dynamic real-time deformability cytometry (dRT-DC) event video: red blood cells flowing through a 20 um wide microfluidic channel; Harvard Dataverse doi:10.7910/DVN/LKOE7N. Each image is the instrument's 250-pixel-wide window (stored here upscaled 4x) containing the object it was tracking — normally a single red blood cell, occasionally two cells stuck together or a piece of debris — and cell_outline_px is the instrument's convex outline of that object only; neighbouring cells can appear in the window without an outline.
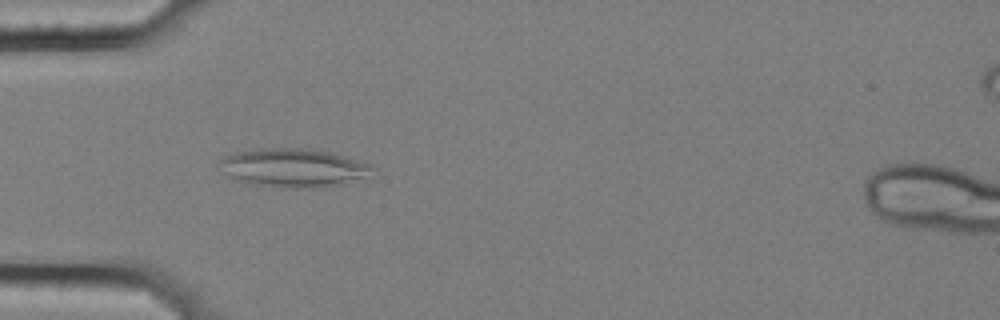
{"species": "common noctule bat (a hibernating species)", "species_latin": "Nyctalus noctula", "temperature_condition": "cold", "stored_images_in_passage": 42, "camera_frame_rate_fps": 3000, "um_per_image_px": 0.085, "animal": {"sex": "female", "body_mass_g": 25.1}, "frame": {"image": 1, "passage_image": 9, "time_ms": 2.667, "image_size_px": [1000, 320], "cell_outline_px": [[376, 168], [344, 184], [320, 188], [284, 188], [252, 184], [240, 180], [224, 172], [216, 164], [224, 156], [236, 152], [260, 148], [300, 148], [328, 152], [344, 156], [368, 164]], "centroid_in_image_um": [24.86, 14.26], "position_along_channel_um": 60.1, "area_um2": 33.81}}
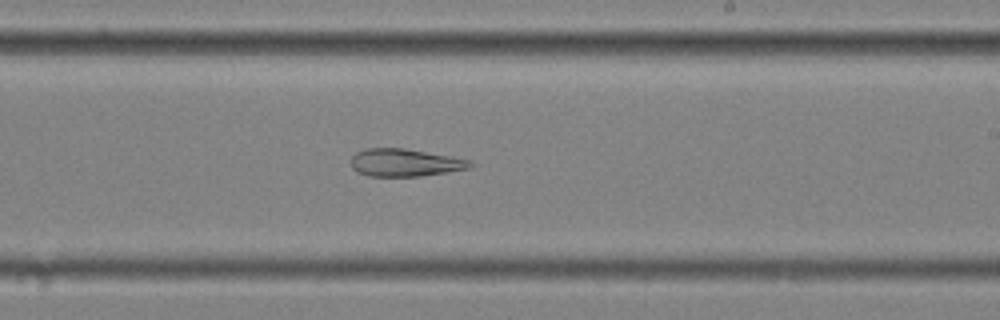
{"frame": {"image": 2, "passage_image": 26, "time_ms": 8.333, "image_size_px": [1000, 320], "cell_outline_px": [[476, 164], [472, 168], [448, 172], [420, 176], [368, 176], [356, 172], [352, 168], [352, 156], [356, 152], [368, 148], [404, 148], [472, 160]], "centroid_in_image_um": [34.46, 13.83], "position_along_channel_um": 254.5, "area_um2": 19.31}}
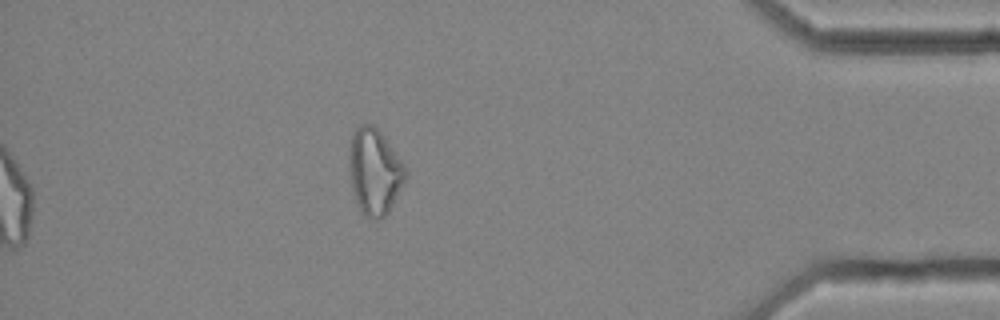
{"frame": {"image": 3, "passage_image": 42, "time_ms": 13.667, "image_size_px": [1000, 320], "cell_outline_px": [[408, 176], [404, 184], [388, 212], [384, 216], [376, 220], [372, 220], [364, 216], [356, 200], [352, 188], [348, 156], [352, 136], [356, 128], [360, 124], [372, 124], [384, 136], [404, 164], [408, 172]], "centroid_in_image_um": [31.85, 14.59], "position_along_channel_um": 403.3, "area_um2": 28.21}, "authors_computed_cell_mechanics": {"area_um2": 23.7269, "velocity_mm_per_s": 3.5154, "shape_relaxation_time_tau1_ms": null, "shape_relaxation_time_tau2_ms": 3.7231, "deformation_change_tau1": null, "deformation_change_tau2": 0.1322}}